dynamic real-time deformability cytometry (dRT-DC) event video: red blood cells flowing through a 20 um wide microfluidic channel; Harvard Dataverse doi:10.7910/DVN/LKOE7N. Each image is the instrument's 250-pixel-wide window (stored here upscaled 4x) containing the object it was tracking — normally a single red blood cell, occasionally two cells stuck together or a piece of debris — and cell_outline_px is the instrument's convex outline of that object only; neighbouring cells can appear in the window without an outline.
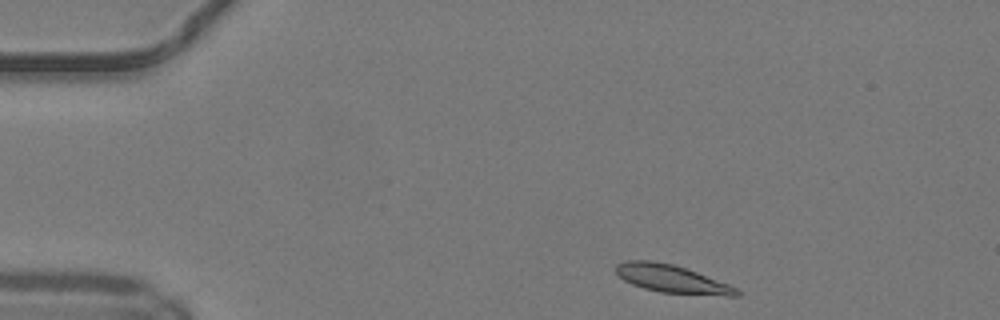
{"species": "common noctule bat (a hibernating species)", "species_latin": "Nyctalus noctula", "temperature_condition": "warm", "stored_images_in_passage": 27, "camera_frame_rate_fps": 3000, "um_per_image_px": 0.085, "animal": {"sex": "male", "body_mass_g": 19.2, "forearm_length_mm": 51.8}, "frame": {"image": 1, "passage_image": 1, "time_ms": 0.0, "image_size_px": [1000, 320], "cell_outline_px": [[740, 296], [724, 296], [660, 292], [644, 288], [632, 284], [624, 280], [616, 272], [616, 264], [624, 260], [652, 260], [672, 264], [696, 272], [728, 284], [736, 288], [740, 292]], "centroid_in_image_um": [57.09, 23.7], "position_along_channel_um": 27.9, "area_um2": 19.48}}
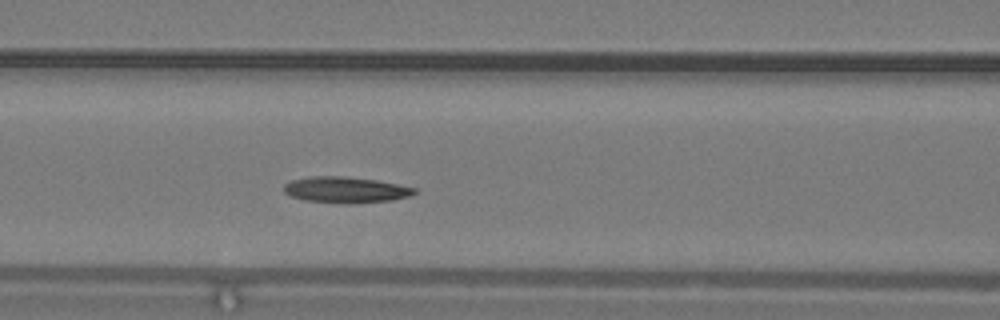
{"frame": {"image": 2, "passage_image": 14, "time_ms": 4.333, "image_size_px": [1000, 320], "cell_outline_px": [[416, 192], [408, 196], [392, 200], [352, 204], [344, 204], [304, 200], [292, 196], [284, 192], [284, 184], [292, 180], [308, 176], [344, 176], [376, 180], [416, 188]], "centroid_in_image_um": [29.35, 16.14], "position_along_channel_um": 137.2, "area_um2": 19.83}}
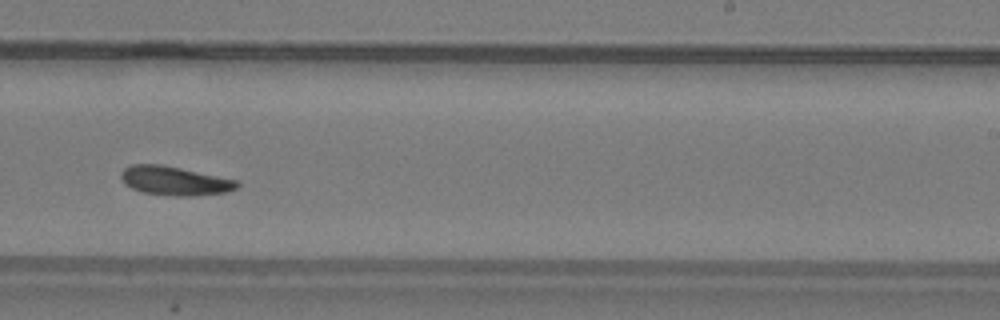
{"frame": {"image": 3, "passage_image": 24, "time_ms": 7.667, "image_size_px": [1000, 320], "cell_outline_px": [[240, 184], [236, 188], [228, 192], [196, 196], [176, 196], [144, 192], [132, 188], [124, 184], [120, 176], [120, 172], [124, 168], [132, 164], [160, 164], [180, 168], [236, 180]], "centroid_in_image_um": [14.82, 15.37], "position_along_channel_um": 274.2, "area_um2": 19.48}}